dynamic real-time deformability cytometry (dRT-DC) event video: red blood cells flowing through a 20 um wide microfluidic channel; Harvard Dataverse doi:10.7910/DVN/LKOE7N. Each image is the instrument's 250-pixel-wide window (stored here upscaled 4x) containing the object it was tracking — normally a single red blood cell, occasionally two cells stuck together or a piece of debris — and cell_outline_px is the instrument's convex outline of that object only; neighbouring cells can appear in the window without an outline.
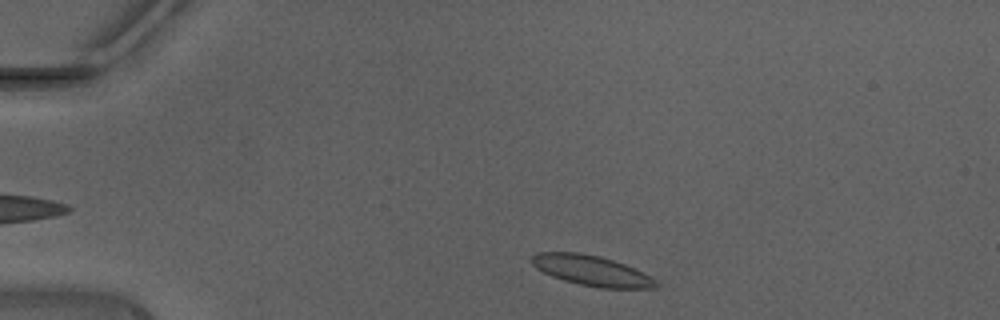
{"species": "Egyptian fruit bat (a non-hibernating species)", "species_latin": "Rousettus aegyptiacus", "temperature_condition": "warm", "stored_images_in_passage": 39, "camera_frame_rate_fps": 3000, "um_per_image_px": 0.085, "animal": {"sex": "male"}, "frame": {"image": 1, "passage_image": 2, "time_ms": 0.333, "image_size_px": [1000, 320], "cell_outline_px": [[660, 284], [656, 288], [600, 288], [580, 284], [564, 280], [552, 276], [536, 268], [532, 264], [532, 256], [536, 252], [580, 252], [600, 256], [624, 264], [656, 280]], "centroid_in_image_um": [50.26, 23.0], "position_along_channel_um": 34.7, "area_um2": 21.68}}
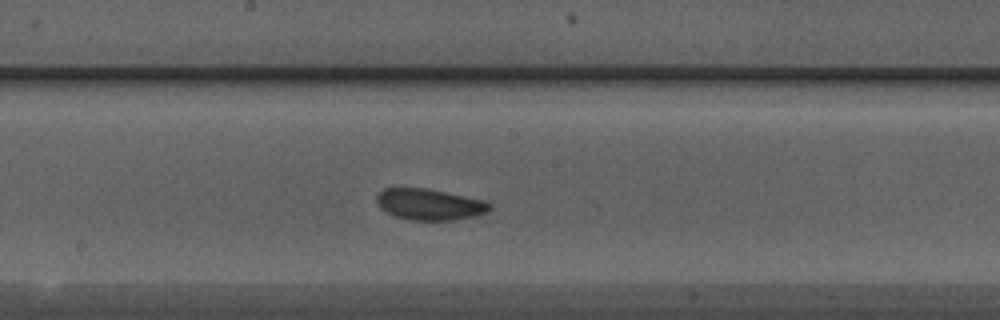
{"frame": {"image": 2, "passage_image": 18, "time_ms": 5.667, "image_size_px": [1000, 320], "cell_outline_px": [[492, 208], [484, 212], [472, 216], [452, 220], [408, 220], [396, 216], [380, 208], [376, 204], [376, 196], [384, 188], [428, 188], [484, 200], [492, 204]], "centroid_in_image_um": [36.48, 17.36], "position_along_channel_um": 211.7, "area_um2": 20.46}}
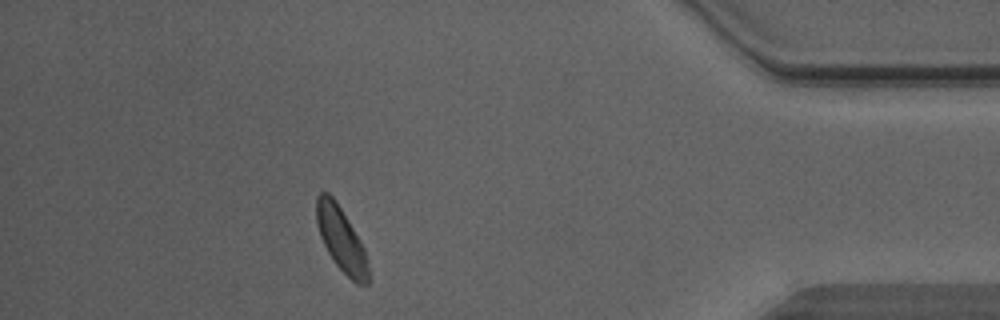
{"frame": {"image": 3, "passage_image": 34, "time_ms": 11.0, "image_size_px": [1000, 320], "cell_outline_px": [[368, 284], [356, 284], [336, 264], [328, 252], [320, 236], [316, 220], [316, 196], [320, 192], [328, 192], [336, 200], [360, 240], [364, 248], [368, 260]], "centroid_in_image_um": [28.99, 20.31], "position_along_channel_um": 406.2, "area_um2": 19.25}, "authors_computed_cell_mechanics": {"area_um2": 20.4034, "velocity_mm_per_s": 4.4258, "shape_relaxation_time_tau1_ms": 4.0759, "shape_relaxation_time_tau2_ms": 2.3212, "deformation_change_tau1": 0.122, "deformation_change_tau2": 0.0541}}